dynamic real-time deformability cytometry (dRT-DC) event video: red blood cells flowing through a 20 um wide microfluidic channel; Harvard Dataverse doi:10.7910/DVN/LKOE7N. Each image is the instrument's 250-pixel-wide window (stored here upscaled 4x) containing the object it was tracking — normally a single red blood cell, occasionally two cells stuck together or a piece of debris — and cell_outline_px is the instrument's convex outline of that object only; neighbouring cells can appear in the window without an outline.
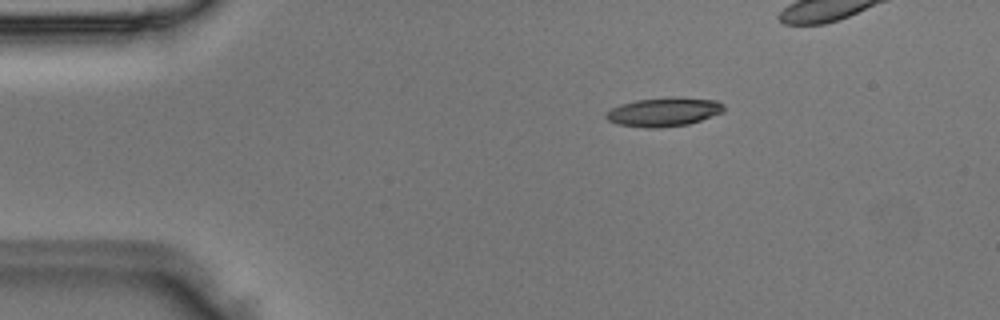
{"species": "Egyptian fruit bat (a non-hibernating species)", "species_latin": "Rousettus aegyptiacus", "temperature_condition": "room temperature", "stored_images_in_passage": 36, "camera_frame_rate_fps": 3000, "um_per_image_px": 0.085, "animal": {"sex": "male"}, "frame": {"image": 1, "passage_image": 2, "time_ms": 0.333, "image_size_px": [1000, 320], "cell_outline_px": [[724, 112], [688, 124], [660, 128], [644, 128], [616, 124], [608, 120], [604, 116], [604, 112], [620, 104], [636, 100], [668, 96], [680, 96], [716, 100], [724, 104]], "centroid_in_image_um": [56.41, 9.5], "position_along_channel_um": 28.6, "area_um2": 20.29}}
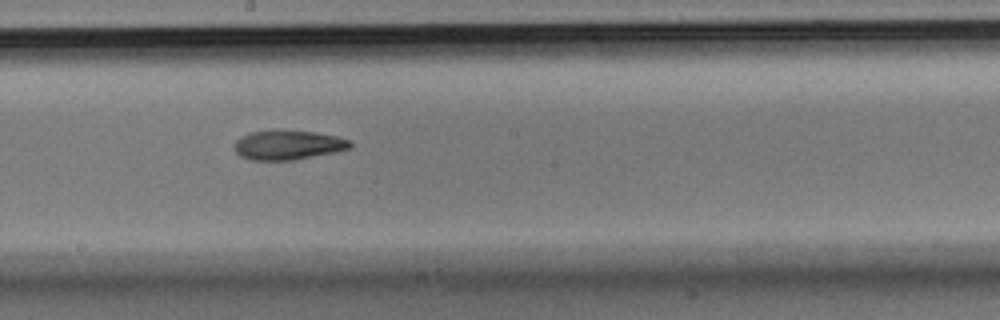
{"frame": {"image": 2, "passage_image": 20, "time_ms": 6.333, "image_size_px": [1000, 320], "cell_outline_px": [[352, 148], [336, 152], [296, 160], [248, 160], [240, 156], [236, 152], [236, 140], [240, 136], [252, 132], [272, 128], [312, 132], [336, 136], [352, 140]], "centroid_in_image_um": [24.5, 12.31], "position_along_channel_um": 223.7, "area_um2": 20.35}}
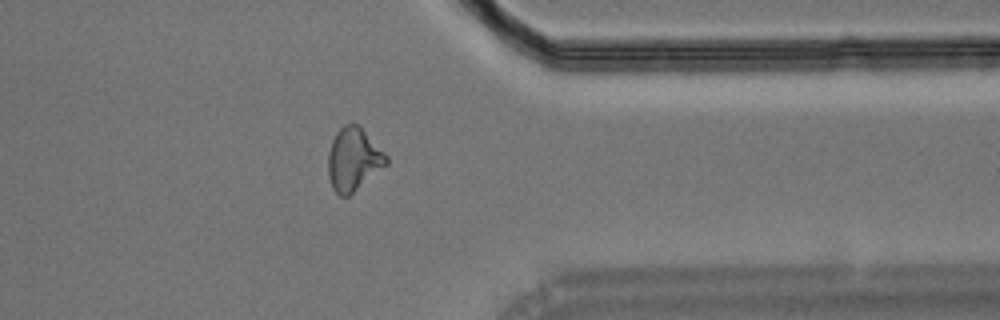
{"frame": {"image": 3, "passage_image": 32, "time_ms": 10.333, "image_size_px": [1000, 320], "cell_outline_px": [[388, 164], [348, 196], [340, 196], [332, 188], [328, 176], [328, 152], [332, 140], [336, 132], [344, 124], [356, 124], [388, 156]], "centroid_in_image_um": [30.02, 13.56], "position_along_channel_um": 381.4, "area_um2": 21.04}}